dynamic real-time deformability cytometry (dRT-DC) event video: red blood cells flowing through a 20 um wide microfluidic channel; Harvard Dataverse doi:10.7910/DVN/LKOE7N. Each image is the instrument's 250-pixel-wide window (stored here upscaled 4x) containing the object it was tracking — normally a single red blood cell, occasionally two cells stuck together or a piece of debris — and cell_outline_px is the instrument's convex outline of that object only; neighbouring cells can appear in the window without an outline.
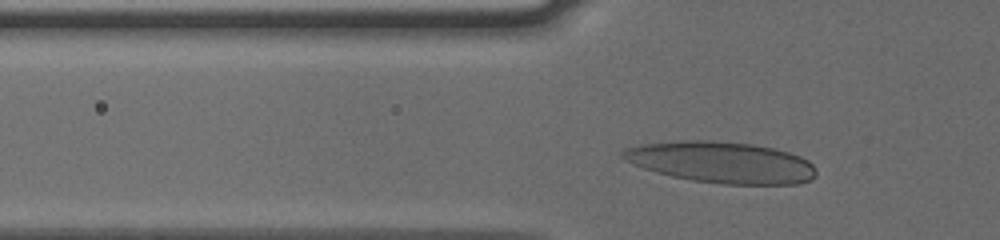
{"species": "human", "species_latin": "Homo sapiens", "temperature_condition": "cold", "stored_images_in_passage": 40, "camera_frame_rate_fps": 3000, "um_per_image_px": 0.085, "donor": {"sex": "male"}, "frame": {"image": 1, "passage_image": 13, "time_ms": 4.0, "image_size_px": [1000, 240], "cell_outline_px": [[816, 176], [812, 180], [796, 184], [720, 184], [692, 180], [672, 176], [656, 172], [632, 164], [624, 160], [620, 156], [620, 152], [624, 148], [640, 144], [680, 140], [712, 140], [752, 144], [772, 148], [788, 152], [800, 156], [808, 160], [816, 168]], "centroid_in_image_um": [61.3, 13.79], "position_along_channel_um": 64.5, "area_um2": 46.88}}
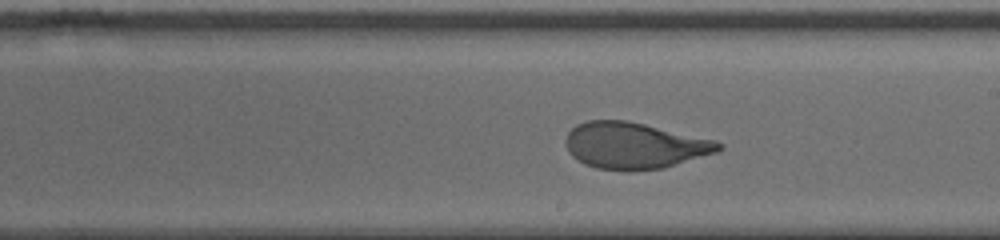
{"frame": {"image": 2, "passage_image": 27, "time_ms": 8.667, "image_size_px": [1000, 240], "cell_outline_px": [[724, 148], [716, 152], [664, 168], [596, 168], [584, 164], [572, 156], [568, 152], [564, 140], [568, 132], [576, 124], [588, 120], [624, 120], [644, 124], [716, 140], [724, 144]], "centroid_in_image_um": [53.91, 12.34], "position_along_channel_um": 235.1, "area_um2": 40.63}}
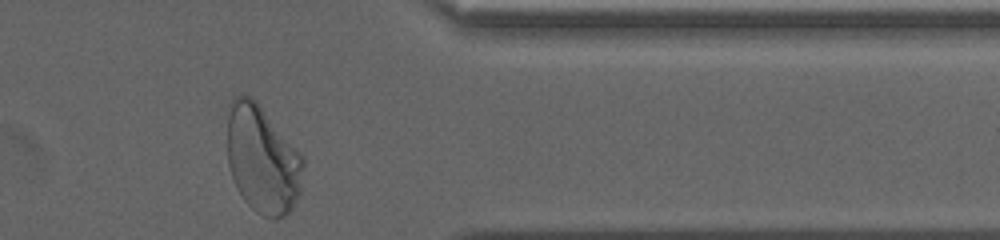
{"frame": {"image": 3, "passage_image": 40, "time_ms": 13.0, "image_size_px": [1000, 240], "cell_outline_px": [[304, 164], [300, 192], [292, 208], [284, 216], [276, 220], [272, 220], [256, 212], [244, 200], [236, 188], [228, 164], [228, 112], [232, 100], [236, 96], [248, 96], [256, 100], [304, 156]], "centroid_in_image_um": [22.32, 13.58], "position_along_channel_um": 389.1, "area_um2": 47.86}, "authors_computed_cell_mechanics": {"area_um2": 41.327, "velocity_mm_per_s": 3.7809, "shape_relaxation_time_tau1_ms": 4.76, "shape_relaxation_time_tau2_ms": null, "deformation_change_tau1": 0.1975, "deformation_change_tau2": null}}